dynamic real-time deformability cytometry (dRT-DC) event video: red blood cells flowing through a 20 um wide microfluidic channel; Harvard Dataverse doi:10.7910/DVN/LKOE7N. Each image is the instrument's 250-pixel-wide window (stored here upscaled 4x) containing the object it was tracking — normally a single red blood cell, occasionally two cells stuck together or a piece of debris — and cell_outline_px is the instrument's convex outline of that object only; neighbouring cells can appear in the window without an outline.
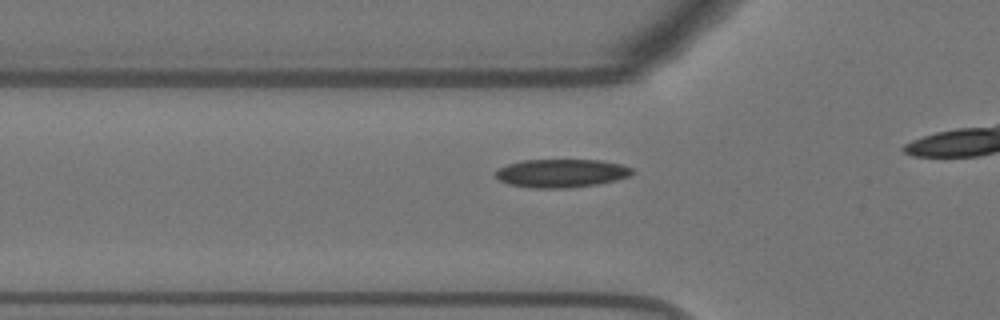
{"species": "Egyptian fruit bat (a non-hibernating species)", "species_latin": "Rousettus aegyptiacus", "temperature_condition": "warm", "stored_images_in_passage": 18, "camera_frame_rate_fps": 3000, "um_per_image_px": 0.085, "animal": {"sex": "female"}, "frame": {"image": 1, "passage_image": 12, "time_ms": 3.667, "image_size_px": [1000, 320], "cell_outline_px": [[636, 172], [628, 176], [616, 180], [596, 184], [572, 188], [532, 188], [508, 184], [500, 180], [492, 172], [508, 164], [524, 160], [600, 160], [620, 164], [632, 168]], "centroid_in_image_um": [47.71, 14.73], "position_along_channel_um": 78.1, "area_um2": 22.6}}
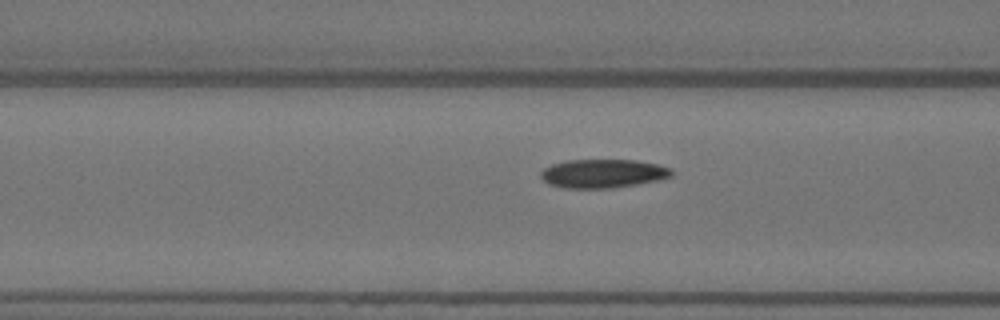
{"frame": {"image": 2, "passage_image": 15, "time_ms": 4.667, "image_size_px": [1000, 320], "cell_outline_px": [[672, 176], [660, 180], [612, 188], [564, 188], [548, 184], [540, 176], [540, 172], [544, 168], [552, 164], [564, 160], [636, 160], [660, 164], [672, 168]], "centroid_in_image_um": [51.26, 14.74], "position_along_channel_um": 115.3, "area_um2": 22.08}}